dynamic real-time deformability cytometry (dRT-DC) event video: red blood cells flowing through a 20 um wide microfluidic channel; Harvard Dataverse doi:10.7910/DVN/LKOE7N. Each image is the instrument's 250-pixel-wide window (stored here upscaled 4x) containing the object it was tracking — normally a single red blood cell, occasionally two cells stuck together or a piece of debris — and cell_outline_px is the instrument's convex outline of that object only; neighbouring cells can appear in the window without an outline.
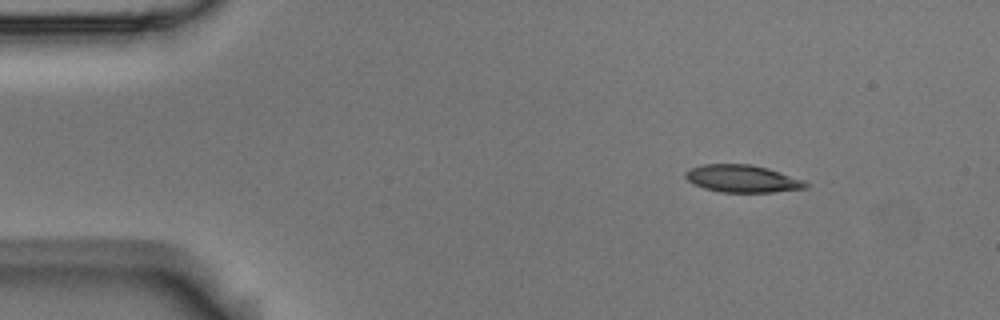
{"species": "Egyptian fruit bat (a non-hibernating species)", "species_latin": "Rousettus aegyptiacus", "temperature_condition": "room temperature", "stored_images_in_passage": 6, "camera_frame_rate_fps": 3000, "um_per_image_px": 0.085, "animal": {"sex": "male"}, "frame": {"image": 1, "passage_image": 1, "time_ms": 0.0, "image_size_px": [1000, 320], "cell_outline_px": [[808, 188], [772, 192], [720, 192], [704, 188], [692, 184], [684, 176], [684, 172], [700, 164], [748, 164], [768, 168], [804, 180], [808, 184]], "centroid_in_image_um": [63.08, 15.19], "position_along_channel_um": 21.9, "area_um2": 19.25}}
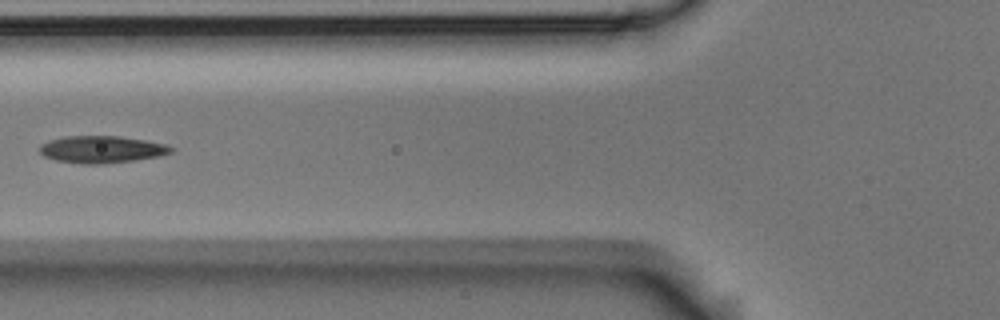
{"frame": {"image": 2, "passage_image": 5, "time_ms": 1.333, "image_size_px": [1000, 320], "cell_outline_px": [[172, 152], [160, 156], [104, 164], [84, 164], [56, 160], [44, 156], [40, 152], [40, 144], [48, 140], [64, 136], [120, 136], [168, 144], [172, 148]], "centroid_in_image_um": [8.63, 12.69], "position_along_channel_um": 117.2, "area_um2": 20.75}}
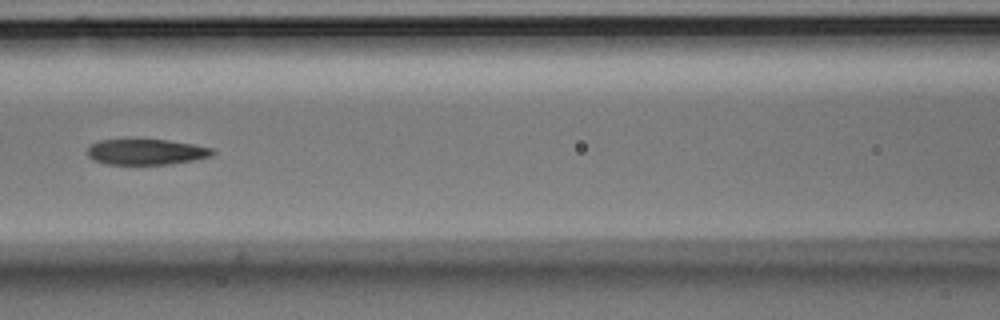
{"frame": {"image": 3, "passage_image": 6, "time_ms": 1.667, "image_size_px": [1000, 320], "cell_outline_px": [[216, 152], [212, 156], [192, 160], [168, 164], [104, 164], [88, 156], [88, 148], [92, 144], [100, 140], [168, 140], [196, 144], [216, 148]], "centroid_in_image_um": [12.51, 12.91], "position_along_channel_um": 154.1, "area_um2": 18.67}}